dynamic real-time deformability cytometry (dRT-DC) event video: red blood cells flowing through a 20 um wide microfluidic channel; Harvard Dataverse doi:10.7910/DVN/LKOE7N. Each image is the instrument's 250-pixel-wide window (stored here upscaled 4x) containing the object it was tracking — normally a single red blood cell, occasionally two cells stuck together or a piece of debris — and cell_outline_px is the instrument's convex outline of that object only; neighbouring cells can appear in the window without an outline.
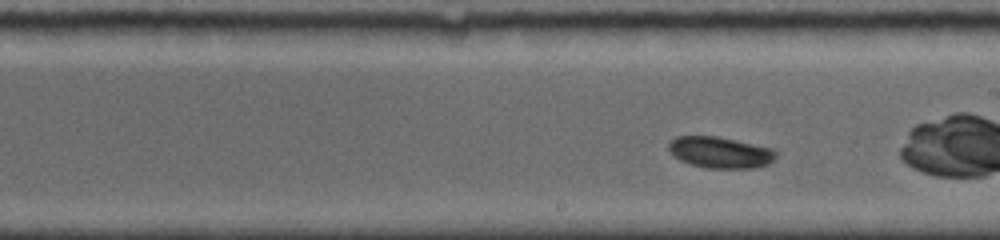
{"species": "common noctule bat (a hibernating species)", "species_latin": "Nyctalus noctula", "temperature_condition": "room temperature", "stored_images_in_passage": 35, "camera_frame_rate_fps": 5000, "um_per_image_px": 0.085, "animal": {"sex": "female", "body_mass_g": 19.0, "forearm_length_mm": 56.7}, "frame": {"image": 1, "passage_image": 16, "time_ms": 4.2, "image_size_px": [1000, 240], "cell_outline_px": [[776, 156], [768, 164], [756, 168], [708, 168], [688, 164], [680, 160], [668, 148], [668, 144], [676, 136], [716, 136], [772, 148], [776, 152]], "centroid_in_image_um": [61.21, 12.96], "position_along_channel_um": 227.8, "area_um2": 19.42}}